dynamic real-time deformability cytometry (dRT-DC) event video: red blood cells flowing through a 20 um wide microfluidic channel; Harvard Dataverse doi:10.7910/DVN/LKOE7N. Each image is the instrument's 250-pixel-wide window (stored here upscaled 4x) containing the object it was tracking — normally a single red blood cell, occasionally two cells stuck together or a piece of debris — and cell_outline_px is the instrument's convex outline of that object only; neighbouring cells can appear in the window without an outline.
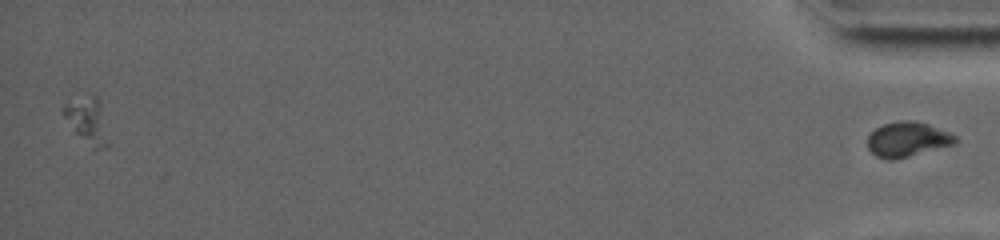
{"species": "common noctule bat (a hibernating species)", "species_latin": "Nyctalus noctula", "temperature_condition": "warm", "stored_images_in_passage": 72, "segment_of_instrument_passage": [2, 2], "camera_frame_rate_fps": 4500, "um_per_image_px": 0.085, "animal": {"sex": "female", "body_mass_g": 19.0, "forearm_length_mm": 53.3}, "frame": {"image": 1, "passage_image": 72, "time_ms": 15.778, "image_size_px": [1000, 240], "cell_outline_px": [[956, 144], [896, 160], [888, 160], [876, 156], [868, 148], [868, 136], [876, 128], [884, 124], [900, 120], [916, 120], [928, 124], [948, 132], [956, 136]], "centroid_in_image_um": [77.14, 11.85], "position_along_channel_um": 358.1, "area_um2": 17.92}}